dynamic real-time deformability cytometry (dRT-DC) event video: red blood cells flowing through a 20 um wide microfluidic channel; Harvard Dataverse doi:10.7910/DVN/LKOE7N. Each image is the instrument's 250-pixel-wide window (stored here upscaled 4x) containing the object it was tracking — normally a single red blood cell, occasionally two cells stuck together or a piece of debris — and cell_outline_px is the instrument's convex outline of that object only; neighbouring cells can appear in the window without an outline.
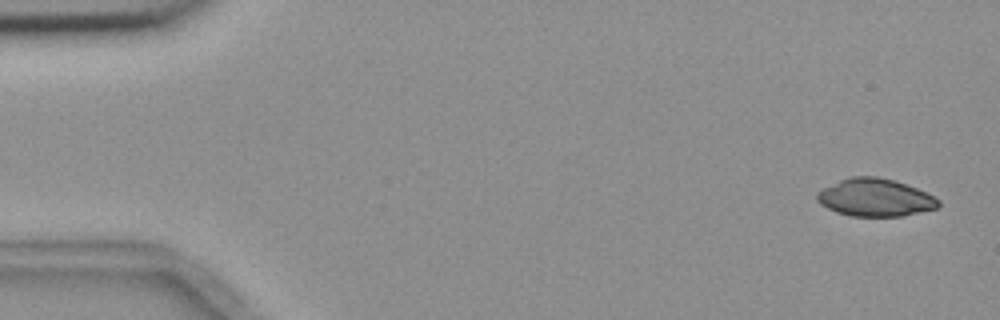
{"species": "common noctule bat (a hibernating species)", "species_latin": "Nyctalus noctula", "temperature_condition": "room temperature", "stored_images_in_passage": 3, "segment_of_instrument_passage": [2, 2], "camera_frame_rate_fps": 3000, "um_per_image_px": 0.085, "animal": {"sex": "female", "body_mass_g": 18.4}, "frame": {"image": 1, "passage_image": 3, "time_ms": 2.333, "image_size_px": [1000, 320], "cell_outline_px": [[940, 204], [936, 208], [900, 216], [852, 216], [836, 212], [820, 204], [816, 200], [816, 192], [840, 180], [852, 176], [876, 176], [892, 180], [916, 188], [940, 200]], "centroid_in_image_um": [74.34, 16.79], "position_along_channel_um": 10.7, "area_um2": 26.3}}